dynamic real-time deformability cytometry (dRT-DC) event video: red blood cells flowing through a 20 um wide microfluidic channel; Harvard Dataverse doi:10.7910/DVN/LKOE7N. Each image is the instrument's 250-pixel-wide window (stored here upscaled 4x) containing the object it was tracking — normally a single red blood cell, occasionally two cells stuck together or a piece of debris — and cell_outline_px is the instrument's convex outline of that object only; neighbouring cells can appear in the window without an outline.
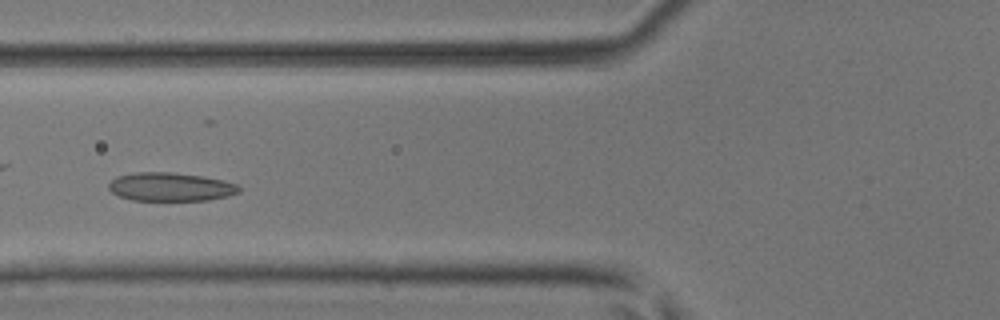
{"species": "common noctule bat (a hibernating species)", "species_latin": "Nyctalus noctula", "temperature_condition": "room temperature", "stored_images_in_passage": 3, "camera_frame_rate_fps": 3000, "um_per_image_px": 0.085, "animal": {"sex": "male", "body_mass_g": 17.9, "forearm_length_mm": 54.2}, "frame": {"image": 1, "passage_image": 3, "time_ms": 1.667, "image_size_px": [1000, 320], "cell_outline_px": [[240, 192], [228, 196], [208, 200], [132, 200], [120, 196], [112, 192], [108, 188], [108, 184], [116, 176], [136, 172], [172, 172], [204, 176], [236, 184], [240, 188]], "centroid_in_image_um": [14.48, 15.88], "position_along_channel_um": 111.3, "area_um2": 21.62}}